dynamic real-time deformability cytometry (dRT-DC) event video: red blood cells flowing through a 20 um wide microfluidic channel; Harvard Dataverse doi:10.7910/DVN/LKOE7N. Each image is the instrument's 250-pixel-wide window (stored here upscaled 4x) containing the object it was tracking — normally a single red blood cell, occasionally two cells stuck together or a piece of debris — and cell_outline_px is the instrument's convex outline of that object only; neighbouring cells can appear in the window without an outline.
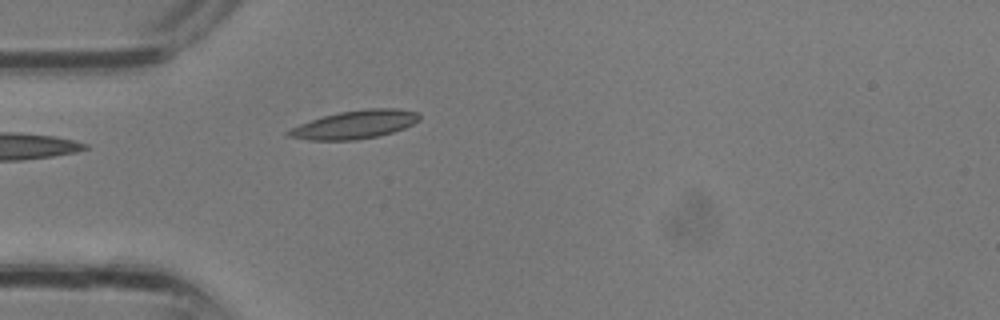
{"species": "common noctule bat (a hibernating species)", "species_latin": "Nyctalus noctula", "temperature_condition": "room temperature", "stored_images_in_passage": 1, "camera_frame_rate_fps": 3000, "um_per_image_px": 0.085, "animal": {"sex": "male", "body_mass_g": 13.3}, "frame": {"image": 1, "passage_image": 1, "time_ms": 0.0, "image_size_px": [1000, 320], "cell_outline_px": [[420, 120], [404, 128], [392, 132], [376, 136], [356, 140], [308, 140], [288, 136], [284, 132], [300, 124], [324, 116], [340, 112], [368, 108], [396, 108], [416, 112], [420, 116]], "centroid_in_image_um": [30.16, 10.59], "position_along_channel_um": 54.8, "area_um2": 21.33}}